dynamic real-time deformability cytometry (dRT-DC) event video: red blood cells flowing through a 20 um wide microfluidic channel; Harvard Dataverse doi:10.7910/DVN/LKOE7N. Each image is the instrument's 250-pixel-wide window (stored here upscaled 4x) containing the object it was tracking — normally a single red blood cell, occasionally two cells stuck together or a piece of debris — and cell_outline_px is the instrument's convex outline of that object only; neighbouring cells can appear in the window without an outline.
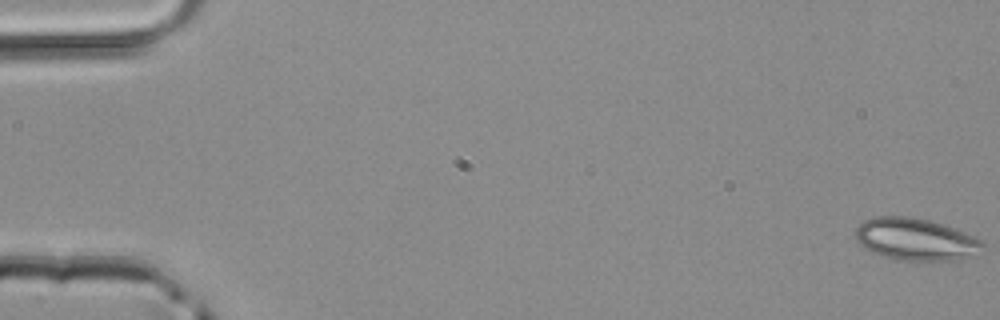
{"species": "common noctule bat (a hibernating species)", "species_latin": "Nyctalus noctula", "temperature_condition": "room temperature", "stored_images_in_passage": 49, "camera_frame_rate_fps": 3000, "um_per_image_px": 0.085, "animal": {"sex": "male", "body_mass_g": 20.4}, "frame": {"image": 1, "passage_image": 1, "time_ms": 0.0, "image_size_px": [1000, 320], "cell_outline_px": [[984, 244], [976, 256], [952, 260], [900, 260], [884, 256], [872, 252], [864, 248], [856, 240], [856, 228], [864, 220], [872, 216], [912, 216], [928, 220], [952, 228], [984, 240]], "centroid_in_image_um": [77.82, 20.34], "position_along_channel_um": 7.2, "area_um2": 31.15}}
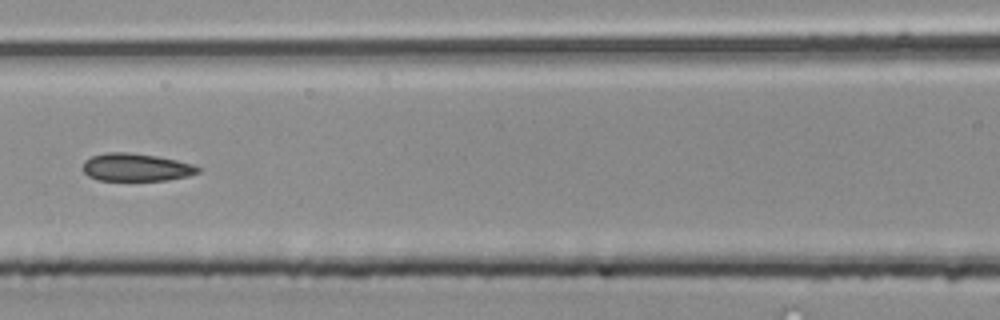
{"frame": {"image": 2, "passage_image": 23, "time_ms": 7.333, "image_size_px": [1000, 320], "cell_outline_px": [[204, 168], [200, 172], [188, 176], [168, 180], [96, 180], [88, 176], [80, 168], [84, 160], [92, 156], [108, 152], [128, 152], [156, 156], [176, 160], [192, 164]], "centroid_in_image_um": [11.56, 14.22], "position_along_channel_um": 155.0, "area_um2": 18.84}}
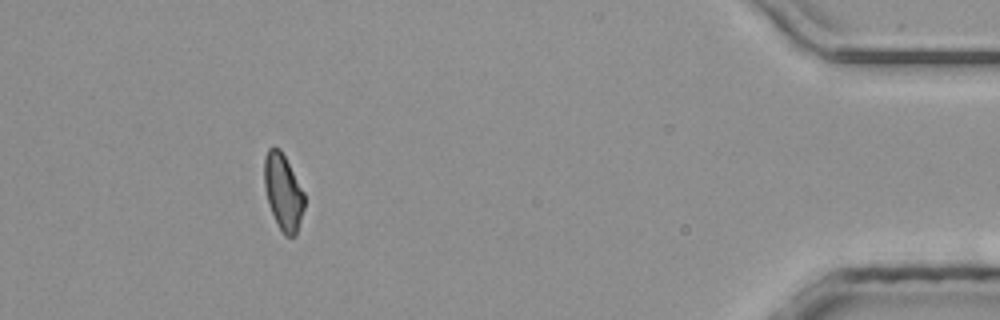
{"frame": {"image": 3, "passage_image": 45, "time_ms": 14.667, "image_size_px": [1000, 320], "cell_outline_px": [[304, 208], [296, 236], [284, 236], [268, 204], [264, 188], [264, 156], [268, 148], [272, 144], [280, 148], [304, 192]], "centroid_in_image_um": [24.05, 16.28], "position_along_channel_um": 411.1, "area_um2": 17.86}}